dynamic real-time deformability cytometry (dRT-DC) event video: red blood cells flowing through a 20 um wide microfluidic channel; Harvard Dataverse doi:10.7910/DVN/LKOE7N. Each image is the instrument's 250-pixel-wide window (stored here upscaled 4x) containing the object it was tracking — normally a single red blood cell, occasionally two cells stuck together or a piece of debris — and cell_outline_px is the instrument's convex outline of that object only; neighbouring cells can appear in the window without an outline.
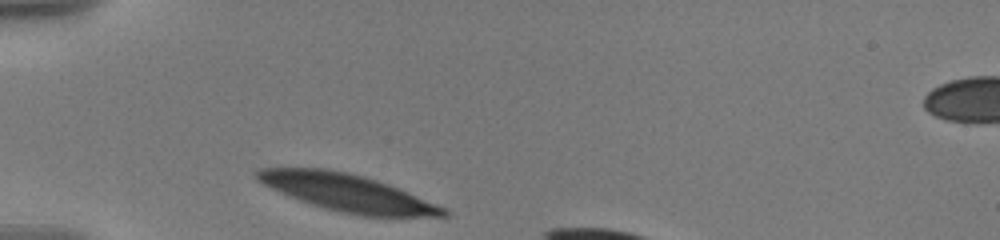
{"species": "human", "species_latin": "Homo sapiens", "temperature_condition": "warm", "stored_images_in_passage": 7, "camera_frame_rate_fps": 3000, "um_per_image_px": 0.085, "donor": {"sex": "male"}, "frame": {"image": 1, "passage_image": 1, "time_ms": 0.0, "image_size_px": [1000, 240], "cell_outline_px": [[452, 212], [448, 216], [360, 216], [340, 212], [312, 204], [300, 200], [280, 192], [256, 180], [252, 172], [260, 168], [328, 168], [348, 172], [364, 176], [388, 184], [448, 208]], "centroid_in_image_um": [29.54, 16.37], "position_along_channel_um": 55.5, "area_um2": 40.4}}
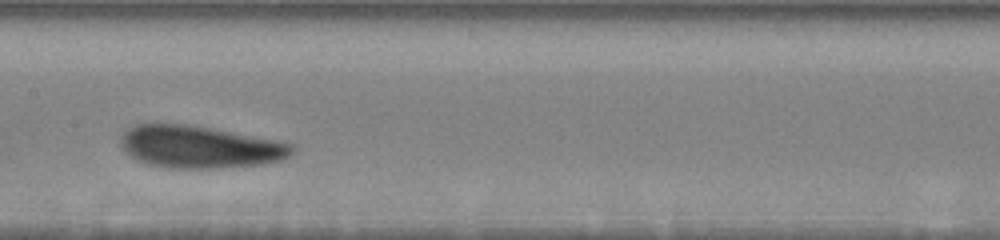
{"frame": {"image": 2, "passage_image": 5, "time_ms": 4.333, "image_size_px": [1000, 240], "cell_outline_px": [[292, 152], [288, 156], [280, 160], [260, 164], [224, 168], [172, 168], [148, 164], [136, 160], [120, 144], [120, 136], [128, 128], [136, 124], [184, 124], [208, 128], [272, 140], [292, 144]], "centroid_in_image_um": [16.9, 12.5], "position_along_channel_um": 190.5, "area_um2": 41.44}}
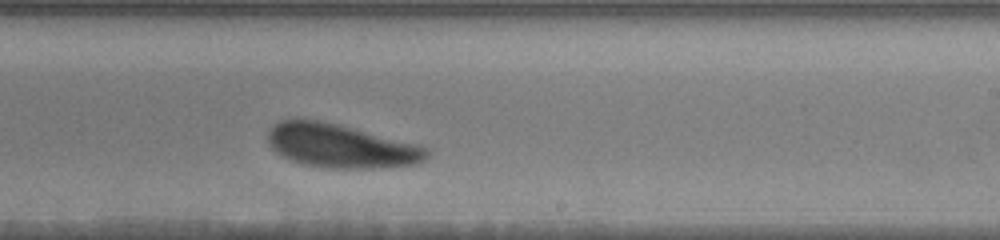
{"frame": {"image": 3, "passage_image": 7, "time_ms": 6.333, "image_size_px": [1000, 240], "cell_outline_px": [[428, 156], [424, 160], [416, 164], [372, 168], [328, 168], [300, 164], [276, 152], [268, 144], [268, 132], [272, 124], [280, 120], [320, 120], [340, 124], [420, 144], [428, 148]], "centroid_in_image_um": [28.98, 12.39], "position_along_channel_um": 260.0, "area_um2": 40.69}}